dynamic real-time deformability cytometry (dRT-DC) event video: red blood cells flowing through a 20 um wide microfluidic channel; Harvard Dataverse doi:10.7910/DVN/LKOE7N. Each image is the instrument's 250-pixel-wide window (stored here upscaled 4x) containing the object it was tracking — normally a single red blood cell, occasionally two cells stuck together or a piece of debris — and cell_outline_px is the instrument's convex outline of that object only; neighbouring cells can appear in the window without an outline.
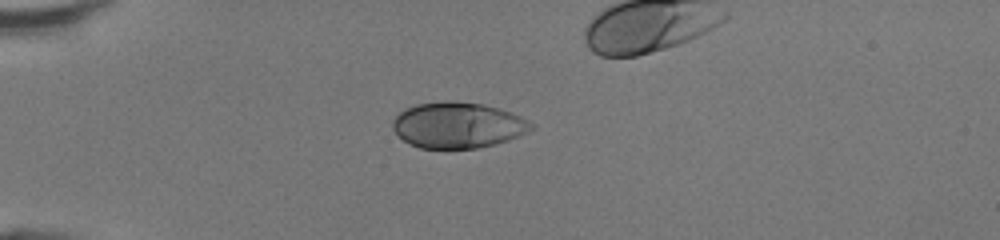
{"species": "human", "species_latin": "Homo sapiens", "temperature_condition": "room temperature", "stored_images_in_passage": 31, "camera_frame_rate_fps": 3000, "um_per_image_px": 0.085, "donor": {"sex": "female"}, "frame": {"image": 1, "passage_image": 1, "time_ms": 0.0, "image_size_px": [1000, 240], "cell_outline_px": [[536, 128], [528, 132], [508, 140], [496, 144], [476, 148], [420, 148], [408, 144], [392, 128], [392, 120], [404, 108], [416, 104], [444, 100], [448, 100], [484, 104], [512, 112], [536, 124]], "centroid_in_image_um": [38.93, 10.63], "position_along_channel_um": 46.1, "area_um2": 37.4}}
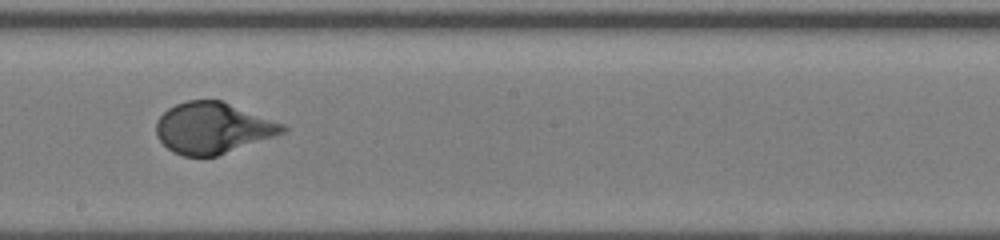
{"frame": {"image": 2, "passage_image": 16, "time_ms": 5.0, "image_size_px": [1000, 240], "cell_outline_px": [[288, 128], [284, 132], [216, 156], [184, 156], [172, 152], [156, 136], [156, 120], [168, 108], [176, 104], [188, 100], [220, 100], [284, 124]], "centroid_in_image_um": [18.04, 10.87], "position_along_channel_um": 230.2, "area_um2": 37.17}}
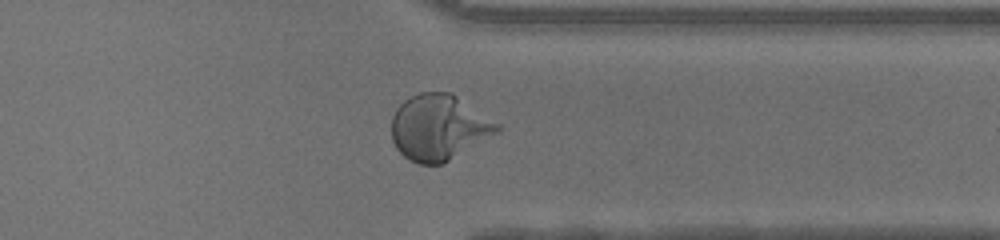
{"frame": {"image": 3, "passage_image": 26, "time_ms": 8.333, "image_size_px": [1000, 240], "cell_outline_px": [[500, 132], [444, 164], [420, 164], [408, 160], [396, 148], [392, 140], [392, 116], [396, 108], [404, 100], [420, 92], [452, 92], [500, 124]], "centroid_in_image_um": [37.32, 10.84], "position_along_channel_um": 374.1, "area_um2": 40.81}}